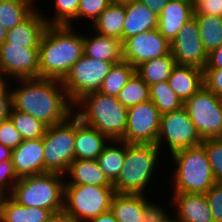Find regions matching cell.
Returning a JSON list of instances; mask_svg holds the SVG:
<instances>
[{"label":"cell","instance_id":"6da1fadb","mask_svg":"<svg viewBox=\"0 0 222 222\" xmlns=\"http://www.w3.org/2000/svg\"><path fill=\"white\" fill-rule=\"evenodd\" d=\"M8 85L12 108L33 116L47 127L62 123L74 114L75 105L60 80L21 79L10 81Z\"/></svg>","mask_w":222,"mask_h":222},{"label":"cell","instance_id":"7a4b0ae2","mask_svg":"<svg viewBox=\"0 0 222 222\" xmlns=\"http://www.w3.org/2000/svg\"><path fill=\"white\" fill-rule=\"evenodd\" d=\"M75 30L66 25L46 28L39 45V78L62 81L84 55L83 33Z\"/></svg>","mask_w":222,"mask_h":222},{"label":"cell","instance_id":"3957f363","mask_svg":"<svg viewBox=\"0 0 222 222\" xmlns=\"http://www.w3.org/2000/svg\"><path fill=\"white\" fill-rule=\"evenodd\" d=\"M163 158L166 162L165 157L156 144L125 142L124 164L119 176L113 182L115 193L151 194V187H153L151 185L157 184L154 183V178H157V174L161 176L159 169L161 172L162 169L159 165L162 166L160 162Z\"/></svg>","mask_w":222,"mask_h":222},{"label":"cell","instance_id":"277c9868","mask_svg":"<svg viewBox=\"0 0 222 222\" xmlns=\"http://www.w3.org/2000/svg\"><path fill=\"white\" fill-rule=\"evenodd\" d=\"M128 108L117 97L91 92L74 106V113L87 126L96 128L110 140H122L127 126Z\"/></svg>","mask_w":222,"mask_h":222},{"label":"cell","instance_id":"5b68a950","mask_svg":"<svg viewBox=\"0 0 222 222\" xmlns=\"http://www.w3.org/2000/svg\"><path fill=\"white\" fill-rule=\"evenodd\" d=\"M175 167L166 179H171V192L205 194L215 183L207 153L202 144L177 151L170 156ZM175 165V166H174ZM174 181V182H173Z\"/></svg>","mask_w":222,"mask_h":222},{"label":"cell","instance_id":"8992f818","mask_svg":"<svg viewBox=\"0 0 222 222\" xmlns=\"http://www.w3.org/2000/svg\"><path fill=\"white\" fill-rule=\"evenodd\" d=\"M65 177L60 173L46 172L20 178L10 196L19 204L38 207L52 213L64 209Z\"/></svg>","mask_w":222,"mask_h":222},{"label":"cell","instance_id":"52a82bcc","mask_svg":"<svg viewBox=\"0 0 222 222\" xmlns=\"http://www.w3.org/2000/svg\"><path fill=\"white\" fill-rule=\"evenodd\" d=\"M113 186L64 185L65 214L72 222H89L111 210Z\"/></svg>","mask_w":222,"mask_h":222},{"label":"cell","instance_id":"ba28073f","mask_svg":"<svg viewBox=\"0 0 222 222\" xmlns=\"http://www.w3.org/2000/svg\"><path fill=\"white\" fill-rule=\"evenodd\" d=\"M75 113L67 120L47 127L43 136L44 173L65 174L75 159Z\"/></svg>","mask_w":222,"mask_h":222},{"label":"cell","instance_id":"9c48e42d","mask_svg":"<svg viewBox=\"0 0 222 222\" xmlns=\"http://www.w3.org/2000/svg\"><path fill=\"white\" fill-rule=\"evenodd\" d=\"M201 143L202 139L184 107L177 111L161 114L156 146L162 154L166 152L165 154L170 156L177 151Z\"/></svg>","mask_w":222,"mask_h":222},{"label":"cell","instance_id":"30bf717a","mask_svg":"<svg viewBox=\"0 0 222 222\" xmlns=\"http://www.w3.org/2000/svg\"><path fill=\"white\" fill-rule=\"evenodd\" d=\"M112 65L83 55L61 81L71 102L75 105L85 95L99 91Z\"/></svg>","mask_w":222,"mask_h":222},{"label":"cell","instance_id":"8fae6325","mask_svg":"<svg viewBox=\"0 0 222 222\" xmlns=\"http://www.w3.org/2000/svg\"><path fill=\"white\" fill-rule=\"evenodd\" d=\"M183 107L202 140L222 138V98L203 87Z\"/></svg>","mask_w":222,"mask_h":222},{"label":"cell","instance_id":"7c38bea8","mask_svg":"<svg viewBox=\"0 0 222 222\" xmlns=\"http://www.w3.org/2000/svg\"><path fill=\"white\" fill-rule=\"evenodd\" d=\"M161 113L148 100L128 108L127 126L121 140L126 143L156 144Z\"/></svg>","mask_w":222,"mask_h":222},{"label":"cell","instance_id":"4fadbf2b","mask_svg":"<svg viewBox=\"0 0 222 222\" xmlns=\"http://www.w3.org/2000/svg\"><path fill=\"white\" fill-rule=\"evenodd\" d=\"M0 73L9 82L39 78V48L3 42L0 45Z\"/></svg>","mask_w":222,"mask_h":222},{"label":"cell","instance_id":"5bb4252c","mask_svg":"<svg viewBox=\"0 0 222 222\" xmlns=\"http://www.w3.org/2000/svg\"><path fill=\"white\" fill-rule=\"evenodd\" d=\"M171 54L176 64L195 66L201 69L206 67L208 54L203 47L194 16L183 25L171 42Z\"/></svg>","mask_w":222,"mask_h":222},{"label":"cell","instance_id":"9a60e30c","mask_svg":"<svg viewBox=\"0 0 222 222\" xmlns=\"http://www.w3.org/2000/svg\"><path fill=\"white\" fill-rule=\"evenodd\" d=\"M123 60L134 68L140 64L168 55L171 43L156 29L142 32L126 39L123 43Z\"/></svg>","mask_w":222,"mask_h":222},{"label":"cell","instance_id":"2e32d148","mask_svg":"<svg viewBox=\"0 0 222 222\" xmlns=\"http://www.w3.org/2000/svg\"><path fill=\"white\" fill-rule=\"evenodd\" d=\"M168 196L172 199L169 206H174L175 222H214L205 194L171 192Z\"/></svg>","mask_w":222,"mask_h":222},{"label":"cell","instance_id":"e0dca14e","mask_svg":"<svg viewBox=\"0 0 222 222\" xmlns=\"http://www.w3.org/2000/svg\"><path fill=\"white\" fill-rule=\"evenodd\" d=\"M43 138L23 140L12 150V163L18 178L44 173Z\"/></svg>","mask_w":222,"mask_h":222},{"label":"cell","instance_id":"ac0fdd59","mask_svg":"<svg viewBox=\"0 0 222 222\" xmlns=\"http://www.w3.org/2000/svg\"><path fill=\"white\" fill-rule=\"evenodd\" d=\"M193 17V2L169 0L158 15L157 30L170 43L183 25Z\"/></svg>","mask_w":222,"mask_h":222},{"label":"cell","instance_id":"d6986e66","mask_svg":"<svg viewBox=\"0 0 222 222\" xmlns=\"http://www.w3.org/2000/svg\"><path fill=\"white\" fill-rule=\"evenodd\" d=\"M111 140L75 114V159L96 160Z\"/></svg>","mask_w":222,"mask_h":222},{"label":"cell","instance_id":"ffe728a7","mask_svg":"<svg viewBox=\"0 0 222 222\" xmlns=\"http://www.w3.org/2000/svg\"><path fill=\"white\" fill-rule=\"evenodd\" d=\"M38 6L25 21L8 30L5 42L25 45V48H39L41 38L48 24L41 12L43 7Z\"/></svg>","mask_w":222,"mask_h":222},{"label":"cell","instance_id":"44dd1931","mask_svg":"<svg viewBox=\"0 0 222 222\" xmlns=\"http://www.w3.org/2000/svg\"><path fill=\"white\" fill-rule=\"evenodd\" d=\"M85 33H83L85 56L113 64L123 60V46L120 39L93 33V31L86 35Z\"/></svg>","mask_w":222,"mask_h":222},{"label":"cell","instance_id":"7402d4cb","mask_svg":"<svg viewBox=\"0 0 222 222\" xmlns=\"http://www.w3.org/2000/svg\"><path fill=\"white\" fill-rule=\"evenodd\" d=\"M169 87L184 103L204 87L203 69L176 64L167 80Z\"/></svg>","mask_w":222,"mask_h":222},{"label":"cell","instance_id":"603a6c76","mask_svg":"<svg viewBox=\"0 0 222 222\" xmlns=\"http://www.w3.org/2000/svg\"><path fill=\"white\" fill-rule=\"evenodd\" d=\"M65 185L113 186L97 160L74 159L64 174Z\"/></svg>","mask_w":222,"mask_h":222},{"label":"cell","instance_id":"cb8c5ba5","mask_svg":"<svg viewBox=\"0 0 222 222\" xmlns=\"http://www.w3.org/2000/svg\"><path fill=\"white\" fill-rule=\"evenodd\" d=\"M126 16L123 25V42L158 25V15L137 0L125 3Z\"/></svg>","mask_w":222,"mask_h":222},{"label":"cell","instance_id":"d4e9b609","mask_svg":"<svg viewBox=\"0 0 222 222\" xmlns=\"http://www.w3.org/2000/svg\"><path fill=\"white\" fill-rule=\"evenodd\" d=\"M153 196L115 193L111 201V211L118 222H143L145 205Z\"/></svg>","mask_w":222,"mask_h":222},{"label":"cell","instance_id":"484cf974","mask_svg":"<svg viewBox=\"0 0 222 222\" xmlns=\"http://www.w3.org/2000/svg\"><path fill=\"white\" fill-rule=\"evenodd\" d=\"M52 212L38 207H27L5 195L1 204L0 222H45Z\"/></svg>","mask_w":222,"mask_h":222},{"label":"cell","instance_id":"4316f807","mask_svg":"<svg viewBox=\"0 0 222 222\" xmlns=\"http://www.w3.org/2000/svg\"><path fill=\"white\" fill-rule=\"evenodd\" d=\"M126 16L125 4L111 3L99 17L91 23V29L100 35L120 39L123 43V25Z\"/></svg>","mask_w":222,"mask_h":222},{"label":"cell","instance_id":"83f0119b","mask_svg":"<svg viewBox=\"0 0 222 222\" xmlns=\"http://www.w3.org/2000/svg\"><path fill=\"white\" fill-rule=\"evenodd\" d=\"M36 0H0V23L8 31L25 21L37 8Z\"/></svg>","mask_w":222,"mask_h":222},{"label":"cell","instance_id":"f1b7e54d","mask_svg":"<svg viewBox=\"0 0 222 222\" xmlns=\"http://www.w3.org/2000/svg\"><path fill=\"white\" fill-rule=\"evenodd\" d=\"M176 65L171 52L160 58L148 60L135 68L142 80L148 85L167 81L171 75L172 68Z\"/></svg>","mask_w":222,"mask_h":222},{"label":"cell","instance_id":"f546056e","mask_svg":"<svg viewBox=\"0 0 222 222\" xmlns=\"http://www.w3.org/2000/svg\"><path fill=\"white\" fill-rule=\"evenodd\" d=\"M125 158V142L111 140L96 159L99 167L113 183L120 174Z\"/></svg>","mask_w":222,"mask_h":222},{"label":"cell","instance_id":"4dcf8cb0","mask_svg":"<svg viewBox=\"0 0 222 222\" xmlns=\"http://www.w3.org/2000/svg\"><path fill=\"white\" fill-rule=\"evenodd\" d=\"M197 21L203 47L207 54L222 42V16L193 14Z\"/></svg>","mask_w":222,"mask_h":222},{"label":"cell","instance_id":"1f68e13d","mask_svg":"<svg viewBox=\"0 0 222 222\" xmlns=\"http://www.w3.org/2000/svg\"><path fill=\"white\" fill-rule=\"evenodd\" d=\"M134 73L135 68L125 60L113 64L108 75L103 80L99 92L117 97L120 90L127 84Z\"/></svg>","mask_w":222,"mask_h":222},{"label":"cell","instance_id":"d6a6232c","mask_svg":"<svg viewBox=\"0 0 222 222\" xmlns=\"http://www.w3.org/2000/svg\"><path fill=\"white\" fill-rule=\"evenodd\" d=\"M80 0H54L52 15L44 13L42 15L48 26H73L77 23V11ZM75 20V21H74Z\"/></svg>","mask_w":222,"mask_h":222},{"label":"cell","instance_id":"836d02e7","mask_svg":"<svg viewBox=\"0 0 222 222\" xmlns=\"http://www.w3.org/2000/svg\"><path fill=\"white\" fill-rule=\"evenodd\" d=\"M117 100L127 108L146 102L150 100L149 86L134 73L118 93Z\"/></svg>","mask_w":222,"mask_h":222},{"label":"cell","instance_id":"e575fe53","mask_svg":"<svg viewBox=\"0 0 222 222\" xmlns=\"http://www.w3.org/2000/svg\"><path fill=\"white\" fill-rule=\"evenodd\" d=\"M150 100L155 104L161 114L177 111L183 107V102L169 87L167 81L149 86Z\"/></svg>","mask_w":222,"mask_h":222},{"label":"cell","instance_id":"d590c367","mask_svg":"<svg viewBox=\"0 0 222 222\" xmlns=\"http://www.w3.org/2000/svg\"><path fill=\"white\" fill-rule=\"evenodd\" d=\"M9 117L23 140L43 138L47 126L33 116L11 108Z\"/></svg>","mask_w":222,"mask_h":222},{"label":"cell","instance_id":"8d00e7d4","mask_svg":"<svg viewBox=\"0 0 222 222\" xmlns=\"http://www.w3.org/2000/svg\"><path fill=\"white\" fill-rule=\"evenodd\" d=\"M201 144L207 153L216 183L222 184V138L203 139Z\"/></svg>","mask_w":222,"mask_h":222},{"label":"cell","instance_id":"74e56055","mask_svg":"<svg viewBox=\"0 0 222 222\" xmlns=\"http://www.w3.org/2000/svg\"><path fill=\"white\" fill-rule=\"evenodd\" d=\"M111 3V0H80L77 22L79 20L83 22V20L88 19L93 23Z\"/></svg>","mask_w":222,"mask_h":222},{"label":"cell","instance_id":"f35d334b","mask_svg":"<svg viewBox=\"0 0 222 222\" xmlns=\"http://www.w3.org/2000/svg\"><path fill=\"white\" fill-rule=\"evenodd\" d=\"M161 201L155 202L150 200L146 205L143 213V222H174L173 208L169 212ZM159 203V204H158ZM162 205V206H161ZM172 214V215H171Z\"/></svg>","mask_w":222,"mask_h":222},{"label":"cell","instance_id":"ab89813d","mask_svg":"<svg viewBox=\"0 0 222 222\" xmlns=\"http://www.w3.org/2000/svg\"><path fill=\"white\" fill-rule=\"evenodd\" d=\"M22 142L20 132L15 128L11 118L2 120L0 122V143L13 150Z\"/></svg>","mask_w":222,"mask_h":222},{"label":"cell","instance_id":"60d3db41","mask_svg":"<svg viewBox=\"0 0 222 222\" xmlns=\"http://www.w3.org/2000/svg\"><path fill=\"white\" fill-rule=\"evenodd\" d=\"M19 178L15 173L12 159L0 162V191L4 195H10L13 191L14 185Z\"/></svg>","mask_w":222,"mask_h":222},{"label":"cell","instance_id":"b9f144b4","mask_svg":"<svg viewBox=\"0 0 222 222\" xmlns=\"http://www.w3.org/2000/svg\"><path fill=\"white\" fill-rule=\"evenodd\" d=\"M214 222H222V184L215 183L206 193Z\"/></svg>","mask_w":222,"mask_h":222},{"label":"cell","instance_id":"7bdbcfd3","mask_svg":"<svg viewBox=\"0 0 222 222\" xmlns=\"http://www.w3.org/2000/svg\"><path fill=\"white\" fill-rule=\"evenodd\" d=\"M204 87L222 98V68L203 69Z\"/></svg>","mask_w":222,"mask_h":222},{"label":"cell","instance_id":"ee69618b","mask_svg":"<svg viewBox=\"0 0 222 222\" xmlns=\"http://www.w3.org/2000/svg\"><path fill=\"white\" fill-rule=\"evenodd\" d=\"M193 14L222 16V0H194Z\"/></svg>","mask_w":222,"mask_h":222},{"label":"cell","instance_id":"f6af8a7d","mask_svg":"<svg viewBox=\"0 0 222 222\" xmlns=\"http://www.w3.org/2000/svg\"><path fill=\"white\" fill-rule=\"evenodd\" d=\"M12 108V94L9 85L0 93V122L9 118Z\"/></svg>","mask_w":222,"mask_h":222},{"label":"cell","instance_id":"bcb514c9","mask_svg":"<svg viewBox=\"0 0 222 222\" xmlns=\"http://www.w3.org/2000/svg\"><path fill=\"white\" fill-rule=\"evenodd\" d=\"M222 68V42L218 48L208 54V60L204 69H221Z\"/></svg>","mask_w":222,"mask_h":222},{"label":"cell","instance_id":"7dc6e473","mask_svg":"<svg viewBox=\"0 0 222 222\" xmlns=\"http://www.w3.org/2000/svg\"><path fill=\"white\" fill-rule=\"evenodd\" d=\"M137 1L142 4H145L147 7H149L152 10L153 13L159 15L169 0H137Z\"/></svg>","mask_w":222,"mask_h":222},{"label":"cell","instance_id":"c3c4849f","mask_svg":"<svg viewBox=\"0 0 222 222\" xmlns=\"http://www.w3.org/2000/svg\"><path fill=\"white\" fill-rule=\"evenodd\" d=\"M89 222H118L115 218L114 213L109 210L103 214H100L96 218L90 220Z\"/></svg>","mask_w":222,"mask_h":222},{"label":"cell","instance_id":"681fc988","mask_svg":"<svg viewBox=\"0 0 222 222\" xmlns=\"http://www.w3.org/2000/svg\"><path fill=\"white\" fill-rule=\"evenodd\" d=\"M45 222H72L64 211L52 213Z\"/></svg>","mask_w":222,"mask_h":222},{"label":"cell","instance_id":"f907efd6","mask_svg":"<svg viewBox=\"0 0 222 222\" xmlns=\"http://www.w3.org/2000/svg\"><path fill=\"white\" fill-rule=\"evenodd\" d=\"M8 159H12V149L0 143V162H3Z\"/></svg>","mask_w":222,"mask_h":222},{"label":"cell","instance_id":"816d5d0a","mask_svg":"<svg viewBox=\"0 0 222 222\" xmlns=\"http://www.w3.org/2000/svg\"><path fill=\"white\" fill-rule=\"evenodd\" d=\"M9 81L0 73V93L8 86Z\"/></svg>","mask_w":222,"mask_h":222},{"label":"cell","instance_id":"f5cc1de1","mask_svg":"<svg viewBox=\"0 0 222 222\" xmlns=\"http://www.w3.org/2000/svg\"><path fill=\"white\" fill-rule=\"evenodd\" d=\"M7 30L2 26L0 23V45L5 42L6 36H7Z\"/></svg>","mask_w":222,"mask_h":222},{"label":"cell","instance_id":"db71d44e","mask_svg":"<svg viewBox=\"0 0 222 222\" xmlns=\"http://www.w3.org/2000/svg\"><path fill=\"white\" fill-rule=\"evenodd\" d=\"M113 3H121V4H125V3H129L135 0H111Z\"/></svg>","mask_w":222,"mask_h":222},{"label":"cell","instance_id":"11a10c76","mask_svg":"<svg viewBox=\"0 0 222 222\" xmlns=\"http://www.w3.org/2000/svg\"><path fill=\"white\" fill-rule=\"evenodd\" d=\"M4 197L5 195L0 191V213H1V204Z\"/></svg>","mask_w":222,"mask_h":222}]
</instances>
